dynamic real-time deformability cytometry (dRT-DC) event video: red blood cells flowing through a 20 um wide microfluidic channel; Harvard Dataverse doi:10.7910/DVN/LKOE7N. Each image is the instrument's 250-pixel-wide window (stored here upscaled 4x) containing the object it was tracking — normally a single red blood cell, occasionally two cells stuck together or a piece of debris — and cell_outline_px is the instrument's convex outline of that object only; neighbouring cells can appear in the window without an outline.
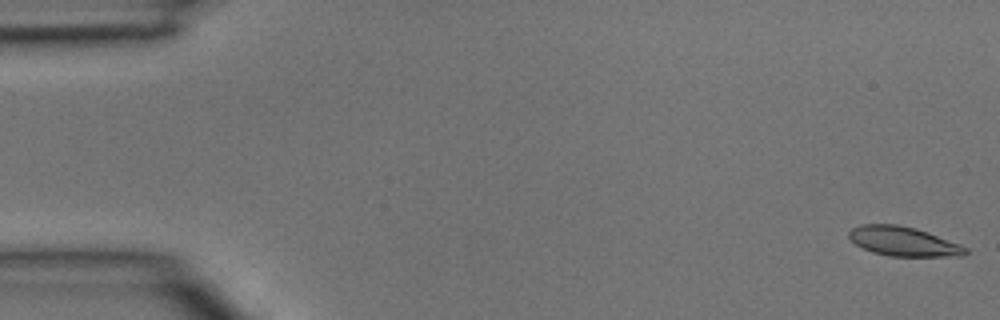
{"species": "common noctule bat (a hibernating species)", "species_latin": "Nyctalus noctula", "temperature_condition": "room temperature", "stored_images_in_passage": 4, "camera_frame_rate_fps": 3000, "um_per_image_px": 0.085, "animal": {"sex": "male", "body_mass_g": 15.6}, "frame": {"image": 1, "passage_image": 1, "time_ms": 0.0, "image_size_px": [1000, 320], "cell_outline_px": [[968, 252], [964, 256], [892, 256], [872, 252], [856, 244], [848, 236], [848, 232], [852, 228], [860, 224], [896, 224], [916, 228], [928, 232], [960, 244], [968, 248]], "centroid_in_image_um": [76.81, 20.51], "position_along_channel_um": 8.2, "area_um2": 19.94}}
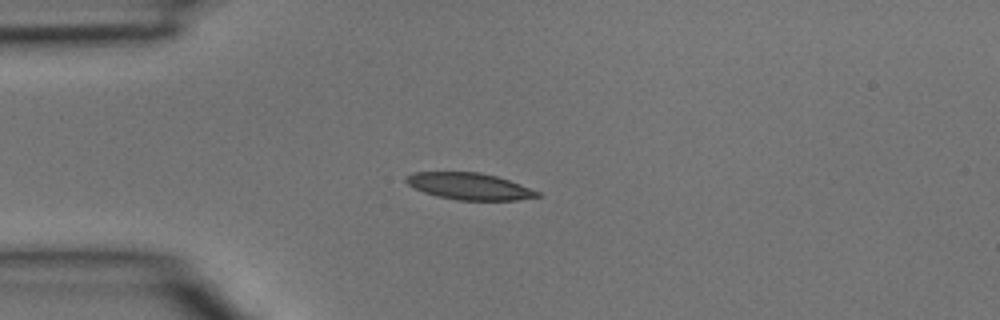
{"frame": {"image": 2, "passage_image": 4, "time_ms": 1.0, "image_size_px": [1000, 320], "cell_outline_px": [[540, 196], [516, 200], [456, 200], [436, 196], [424, 192], [408, 184], [404, 180], [412, 172], [480, 172], [496, 176], [520, 184], [540, 192]], "centroid_in_image_um": [39.89, 15.83], "position_along_channel_um": 45.1, "area_um2": 20.29}}